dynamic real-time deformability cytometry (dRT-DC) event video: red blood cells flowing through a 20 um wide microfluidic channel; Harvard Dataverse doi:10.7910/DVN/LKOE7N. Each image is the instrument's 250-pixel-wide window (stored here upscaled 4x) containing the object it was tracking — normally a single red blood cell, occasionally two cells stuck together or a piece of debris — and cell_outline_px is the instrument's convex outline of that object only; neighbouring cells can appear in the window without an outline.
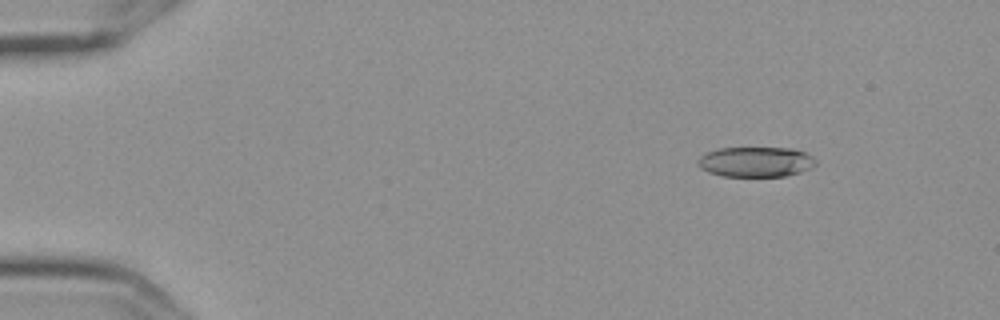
{"species": "Egyptian fruit bat (a non-hibernating species)", "species_latin": "Rousettus aegyptiacus", "temperature_condition": "cold", "stored_images_in_passage": 6, "segment_of_instrument_passage": [1, 2], "camera_frame_rate_fps": 3000, "um_per_image_px": 0.085, "frame": {"image": 1, "passage_image": 2, "time_ms": 0.333, "image_size_px": [1000, 320], "cell_outline_px": [[816, 164], [812, 168], [800, 172], [784, 176], [724, 176], [708, 172], [700, 168], [696, 164], [696, 160], [700, 156], [708, 152], [720, 148], [792, 148], [804, 152], [812, 156], [816, 160]], "centroid_in_image_um": [64.23, 13.76], "position_along_channel_um": 20.8, "area_um2": 20.75}}